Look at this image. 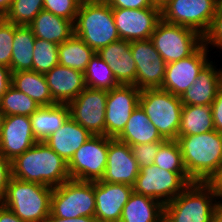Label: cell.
Masks as SVG:
<instances>
[{
  "label": "cell",
  "instance_id": "cell-1",
  "mask_svg": "<svg viewBox=\"0 0 222 222\" xmlns=\"http://www.w3.org/2000/svg\"><path fill=\"white\" fill-rule=\"evenodd\" d=\"M11 170L15 179L53 188L70 180L68 162L44 141L36 142L30 149L12 160Z\"/></svg>",
  "mask_w": 222,
  "mask_h": 222
},
{
  "label": "cell",
  "instance_id": "cell-2",
  "mask_svg": "<svg viewBox=\"0 0 222 222\" xmlns=\"http://www.w3.org/2000/svg\"><path fill=\"white\" fill-rule=\"evenodd\" d=\"M183 162L193 182H208L222 164V134L210 132L177 136Z\"/></svg>",
  "mask_w": 222,
  "mask_h": 222
},
{
  "label": "cell",
  "instance_id": "cell-3",
  "mask_svg": "<svg viewBox=\"0 0 222 222\" xmlns=\"http://www.w3.org/2000/svg\"><path fill=\"white\" fill-rule=\"evenodd\" d=\"M73 27L74 35L96 53L120 39L112 8L105 0H82Z\"/></svg>",
  "mask_w": 222,
  "mask_h": 222
},
{
  "label": "cell",
  "instance_id": "cell-4",
  "mask_svg": "<svg viewBox=\"0 0 222 222\" xmlns=\"http://www.w3.org/2000/svg\"><path fill=\"white\" fill-rule=\"evenodd\" d=\"M53 187L10 178L1 203L24 222H45L51 213Z\"/></svg>",
  "mask_w": 222,
  "mask_h": 222
},
{
  "label": "cell",
  "instance_id": "cell-5",
  "mask_svg": "<svg viewBox=\"0 0 222 222\" xmlns=\"http://www.w3.org/2000/svg\"><path fill=\"white\" fill-rule=\"evenodd\" d=\"M217 201L207 182H192L164 205L163 222H213Z\"/></svg>",
  "mask_w": 222,
  "mask_h": 222
},
{
  "label": "cell",
  "instance_id": "cell-6",
  "mask_svg": "<svg viewBox=\"0 0 222 222\" xmlns=\"http://www.w3.org/2000/svg\"><path fill=\"white\" fill-rule=\"evenodd\" d=\"M139 105L165 140H177L183 107L179 96L160 88L143 89Z\"/></svg>",
  "mask_w": 222,
  "mask_h": 222
},
{
  "label": "cell",
  "instance_id": "cell-7",
  "mask_svg": "<svg viewBox=\"0 0 222 222\" xmlns=\"http://www.w3.org/2000/svg\"><path fill=\"white\" fill-rule=\"evenodd\" d=\"M150 40L166 64L189 57L203 44V36L198 32L163 19Z\"/></svg>",
  "mask_w": 222,
  "mask_h": 222
},
{
  "label": "cell",
  "instance_id": "cell-8",
  "mask_svg": "<svg viewBox=\"0 0 222 222\" xmlns=\"http://www.w3.org/2000/svg\"><path fill=\"white\" fill-rule=\"evenodd\" d=\"M95 208L94 182L70 179L53 188L51 214L55 217H91Z\"/></svg>",
  "mask_w": 222,
  "mask_h": 222
},
{
  "label": "cell",
  "instance_id": "cell-9",
  "mask_svg": "<svg viewBox=\"0 0 222 222\" xmlns=\"http://www.w3.org/2000/svg\"><path fill=\"white\" fill-rule=\"evenodd\" d=\"M192 182L187 172H171L152 164L140 169L133 192L151 197L165 205Z\"/></svg>",
  "mask_w": 222,
  "mask_h": 222
},
{
  "label": "cell",
  "instance_id": "cell-10",
  "mask_svg": "<svg viewBox=\"0 0 222 222\" xmlns=\"http://www.w3.org/2000/svg\"><path fill=\"white\" fill-rule=\"evenodd\" d=\"M218 5V0H167L161 5V16L168 23L191 28L204 36Z\"/></svg>",
  "mask_w": 222,
  "mask_h": 222
},
{
  "label": "cell",
  "instance_id": "cell-11",
  "mask_svg": "<svg viewBox=\"0 0 222 222\" xmlns=\"http://www.w3.org/2000/svg\"><path fill=\"white\" fill-rule=\"evenodd\" d=\"M108 137L91 135L68 162L70 179L95 182L101 180L106 170Z\"/></svg>",
  "mask_w": 222,
  "mask_h": 222
},
{
  "label": "cell",
  "instance_id": "cell-12",
  "mask_svg": "<svg viewBox=\"0 0 222 222\" xmlns=\"http://www.w3.org/2000/svg\"><path fill=\"white\" fill-rule=\"evenodd\" d=\"M107 90L86 87L68 103L70 117L92 135H105Z\"/></svg>",
  "mask_w": 222,
  "mask_h": 222
},
{
  "label": "cell",
  "instance_id": "cell-13",
  "mask_svg": "<svg viewBox=\"0 0 222 222\" xmlns=\"http://www.w3.org/2000/svg\"><path fill=\"white\" fill-rule=\"evenodd\" d=\"M210 50L202 44L192 55L166 64L160 89L181 97L194 83L202 69L211 61Z\"/></svg>",
  "mask_w": 222,
  "mask_h": 222
},
{
  "label": "cell",
  "instance_id": "cell-14",
  "mask_svg": "<svg viewBox=\"0 0 222 222\" xmlns=\"http://www.w3.org/2000/svg\"><path fill=\"white\" fill-rule=\"evenodd\" d=\"M141 90L134 85H119L108 91L105 110V136L117 138L134 109L139 105Z\"/></svg>",
  "mask_w": 222,
  "mask_h": 222
},
{
  "label": "cell",
  "instance_id": "cell-15",
  "mask_svg": "<svg viewBox=\"0 0 222 222\" xmlns=\"http://www.w3.org/2000/svg\"><path fill=\"white\" fill-rule=\"evenodd\" d=\"M120 39L136 41L150 39L162 19L161 7L145 9H112Z\"/></svg>",
  "mask_w": 222,
  "mask_h": 222
},
{
  "label": "cell",
  "instance_id": "cell-16",
  "mask_svg": "<svg viewBox=\"0 0 222 222\" xmlns=\"http://www.w3.org/2000/svg\"><path fill=\"white\" fill-rule=\"evenodd\" d=\"M133 193L128 184L94 182L95 215L98 222H120L122 210Z\"/></svg>",
  "mask_w": 222,
  "mask_h": 222
},
{
  "label": "cell",
  "instance_id": "cell-17",
  "mask_svg": "<svg viewBox=\"0 0 222 222\" xmlns=\"http://www.w3.org/2000/svg\"><path fill=\"white\" fill-rule=\"evenodd\" d=\"M139 172L140 168L133 157L131 147L116 138L108 137L106 170L101 180L133 186Z\"/></svg>",
  "mask_w": 222,
  "mask_h": 222
},
{
  "label": "cell",
  "instance_id": "cell-18",
  "mask_svg": "<svg viewBox=\"0 0 222 222\" xmlns=\"http://www.w3.org/2000/svg\"><path fill=\"white\" fill-rule=\"evenodd\" d=\"M38 142L33 134L30 116H5L0 137V154L14 160Z\"/></svg>",
  "mask_w": 222,
  "mask_h": 222
},
{
  "label": "cell",
  "instance_id": "cell-19",
  "mask_svg": "<svg viewBox=\"0 0 222 222\" xmlns=\"http://www.w3.org/2000/svg\"><path fill=\"white\" fill-rule=\"evenodd\" d=\"M45 77L53 100L59 104H68L86 88L83 72L59 64Z\"/></svg>",
  "mask_w": 222,
  "mask_h": 222
},
{
  "label": "cell",
  "instance_id": "cell-20",
  "mask_svg": "<svg viewBox=\"0 0 222 222\" xmlns=\"http://www.w3.org/2000/svg\"><path fill=\"white\" fill-rule=\"evenodd\" d=\"M97 54L108 64L120 85H134L136 80V65L130 49V41L119 39Z\"/></svg>",
  "mask_w": 222,
  "mask_h": 222
},
{
  "label": "cell",
  "instance_id": "cell-21",
  "mask_svg": "<svg viewBox=\"0 0 222 222\" xmlns=\"http://www.w3.org/2000/svg\"><path fill=\"white\" fill-rule=\"evenodd\" d=\"M210 61L199 73L192 86L180 97L183 105L211 106L222 86V68Z\"/></svg>",
  "mask_w": 222,
  "mask_h": 222
},
{
  "label": "cell",
  "instance_id": "cell-22",
  "mask_svg": "<svg viewBox=\"0 0 222 222\" xmlns=\"http://www.w3.org/2000/svg\"><path fill=\"white\" fill-rule=\"evenodd\" d=\"M92 134L69 117L65 123L44 142L66 162L87 141Z\"/></svg>",
  "mask_w": 222,
  "mask_h": 222
},
{
  "label": "cell",
  "instance_id": "cell-23",
  "mask_svg": "<svg viewBox=\"0 0 222 222\" xmlns=\"http://www.w3.org/2000/svg\"><path fill=\"white\" fill-rule=\"evenodd\" d=\"M117 140L128 144L130 147L135 144L165 142L156 126L149 121L148 116L140 105L131 114L122 133Z\"/></svg>",
  "mask_w": 222,
  "mask_h": 222
},
{
  "label": "cell",
  "instance_id": "cell-24",
  "mask_svg": "<svg viewBox=\"0 0 222 222\" xmlns=\"http://www.w3.org/2000/svg\"><path fill=\"white\" fill-rule=\"evenodd\" d=\"M39 39L61 44L74 34L73 22L42 10L28 25Z\"/></svg>",
  "mask_w": 222,
  "mask_h": 222
},
{
  "label": "cell",
  "instance_id": "cell-25",
  "mask_svg": "<svg viewBox=\"0 0 222 222\" xmlns=\"http://www.w3.org/2000/svg\"><path fill=\"white\" fill-rule=\"evenodd\" d=\"M70 117L68 104L40 106L31 116L33 134L38 142L57 131Z\"/></svg>",
  "mask_w": 222,
  "mask_h": 222
},
{
  "label": "cell",
  "instance_id": "cell-26",
  "mask_svg": "<svg viewBox=\"0 0 222 222\" xmlns=\"http://www.w3.org/2000/svg\"><path fill=\"white\" fill-rule=\"evenodd\" d=\"M163 218L161 202L133 192L123 207L120 222H163Z\"/></svg>",
  "mask_w": 222,
  "mask_h": 222
},
{
  "label": "cell",
  "instance_id": "cell-27",
  "mask_svg": "<svg viewBox=\"0 0 222 222\" xmlns=\"http://www.w3.org/2000/svg\"><path fill=\"white\" fill-rule=\"evenodd\" d=\"M12 86L32 98L39 106L56 104L50 94L45 74L32 70L12 72Z\"/></svg>",
  "mask_w": 222,
  "mask_h": 222
},
{
  "label": "cell",
  "instance_id": "cell-28",
  "mask_svg": "<svg viewBox=\"0 0 222 222\" xmlns=\"http://www.w3.org/2000/svg\"><path fill=\"white\" fill-rule=\"evenodd\" d=\"M36 37L29 26L14 24L11 72L33 71V51Z\"/></svg>",
  "mask_w": 222,
  "mask_h": 222
},
{
  "label": "cell",
  "instance_id": "cell-29",
  "mask_svg": "<svg viewBox=\"0 0 222 222\" xmlns=\"http://www.w3.org/2000/svg\"><path fill=\"white\" fill-rule=\"evenodd\" d=\"M215 130L212 108L207 105H183L178 136L202 134Z\"/></svg>",
  "mask_w": 222,
  "mask_h": 222
},
{
  "label": "cell",
  "instance_id": "cell-30",
  "mask_svg": "<svg viewBox=\"0 0 222 222\" xmlns=\"http://www.w3.org/2000/svg\"><path fill=\"white\" fill-rule=\"evenodd\" d=\"M59 65L85 72L88 63L96 52L74 34L59 44Z\"/></svg>",
  "mask_w": 222,
  "mask_h": 222
},
{
  "label": "cell",
  "instance_id": "cell-31",
  "mask_svg": "<svg viewBox=\"0 0 222 222\" xmlns=\"http://www.w3.org/2000/svg\"><path fill=\"white\" fill-rule=\"evenodd\" d=\"M84 82L88 88L107 91L120 85L108 64L97 53L87 65Z\"/></svg>",
  "mask_w": 222,
  "mask_h": 222
},
{
  "label": "cell",
  "instance_id": "cell-32",
  "mask_svg": "<svg viewBox=\"0 0 222 222\" xmlns=\"http://www.w3.org/2000/svg\"><path fill=\"white\" fill-rule=\"evenodd\" d=\"M40 106L12 85L0 98V111L4 116H31Z\"/></svg>",
  "mask_w": 222,
  "mask_h": 222
},
{
  "label": "cell",
  "instance_id": "cell-33",
  "mask_svg": "<svg viewBox=\"0 0 222 222\" xmlns=\"http://www.w3.org/2000/svg\"><path fill=\"white\" fill-rule=\"evenodd\" d=\"M59 44L36 38L33 51V71L46 74L59 64Z\"/></svg>",
  "mask_w": 222,
  "mask_h": 222
},
{
  "label": "cell",
  "instance_id": "cell-34",
  "mask_svg": "<svg viewBox=\"0 0 222 222\" xmlns=\"http://www.w3.org/2000/svg\"><path fill=\"white\" fill-rule=\"evenodd\" d=\"M152 63L136 65L135 86L139 90L161 88L163 84L166 62L160 57Z\"/></svg>",
  "mask_w": 222,
  "mask_h": 222
},
{
  "label": "cell",
  "instance_id": "cell-35",
  "mask_svg": "<svg viewBox=\"0 0 222 222\" xmlns=\"http://www.w3.org/2000/svg\"><path fill=\"white\" fill-rule=\"evenodd\" d=\"M154 164L171 172H187L177 140H166L160 146Z\"/></svg>",
  "mask_w": 222,
  "mask_h": 222
},
{
  "label": "cell",
  "instance_id": "cell-36",
  "mask_svg": "<svg viewBox=\"0 0 222 222\" xmlns=\"http://www.w3.org/2000/svg\"><path fill=\"white\" fill-rule=\"evenodd\" d=\"M43 10V0H13L6 20L15 25L28 26Z\"/></svg>",
  "mask_w": 222,
  "mask_h": 222
},
{
  "label": "cell",
  "instance_id": "cell-37",
  "mask_svg": "<svg viewBox=\"0 0 222 222\" xmlns=\"http://www.w3.org/2000/svg\"><path fill=\"white\" fill-rule=\"evenodd\" d=\"M82 0H43V9L73 23Z\"/></svg>",
  "mask_w": 222,
  "mask_h": 222
},
{
  "label": "cell",
  "instance_id": "cell-38",
  "mask_svg": "<svg viewBox=\"0 0 222 222\" xmlns=\"http://www.w3.org/2000/svg\"><path fill=\"white\" fill-rule=\"evenodd\" d=\"M130 49L135 65L153 64L161 57L150 39L131 41Z\"/></svg>",
  "mask_w": 222,
  "mask_h": 222
},
{
  "label": "cell",
  "instance_id": "cell-39",
  "mask_svg": "<svg viewBox=\"0 0 222 222\" xmlns=\"http://www.w3.org/2000/svg\"><path fill=\"white\" fill-rule=\"evenodd\" d=\"M14 41V24L5 20L0 26V65L10 68Z\"/></svg>",
  "mask_w": 222,
  "mask_h": 222
},
{
  "label": "cell",
  "instance_id": "cell-40",
  "mask_svg": "<svg viewBox=\"0 0 222 222\" xmlns=\"http://www.w3.org/2000/svg\"><path fill=\"white\" fill-rule=\"evenodd\" d=\"M203 44L212 51L216 48L222 51V5L219 4L213 17L211 26L203 36ZM211 46V47H210Z\"/></svg>",
  "mask_w": 222,
  "mask_h": 222
},
{
  "label": "cell",
  "instance_id": "cell-41",
  "mask_svg": "<svg viewBox=\"0 0 222 222\" xmlns=\"http://www.w3.org/2000/svg\"><path fill=\"white\" fill-rule=\"evenodd\" d=\"M163 143L164 142H153L131 146L133 157L136 159L140 169L154 164V158Z\"/></svg>",
  "mask_w": 222,
  "mask_h": 222
},
{
  "label": "cell",
  "instance_id": "cell-42",
  "mask_svg": "<svg viewBox=\"0 0 222 222\" xmlns=\"http://www.w3.org/2000/svg\"><path fill=\"white\" fill-rule=\"evenodd\" d=\"M112 9H145L161 7L154 0H105Z\"/></svg>",
  "mask_w": 222,
  "mask_h": 222
},
{
  "label": "cell",
  "instance_id": "cell-43",
  "mask_svg": "<svg viewBox=\"0 0 222 222\" xmlns=\"http://www.w3.org/2000/svg\"><path fill=\"white\" fill-rule=\"evenodd\" d=\"M11 177V161L0 154V202L5 197L7 186Z\"/></svg>",
  "mask_w": 222,
  "mask_h": 222
},
{
  "label": "cell",
  "instance_id": "cell-44",
  "mask_svg": "<svg viewBox=\"0 0 222 222\" xmlns=\"http://www.w3.org/2000/svg\"><path fill=\"white\" fill-rule=\"evenodd\" d=\"M211 108L215 130L222 134V86L217 91Z\"/></svg>",
  "mask_w": 222,
  "mask_h": 222
},
{
  "label": "cell",
  "instance_id": "cell-45",
  "mask_svg": "<svg viewBox=\"0 0 222 222\" xmlns=\"http://www.w3.org/2000/svg\"><path fill=\"white\" fill-rule=\"evenodd\" d=\"M12 85V72L10 68L0 65V98Z\"/></svg>",
  "mask_w": 222,
  "mask_h": 222
},
{
  "label": "cell",
  "instance_id": "cell-46",
  "mask_svg": "<svg viewBox=\"0 0 222 222\" xmlns=\"http://www.w3.org/2000/svg\"><path fill=\"white\" fill-rule=\"evenodd\" d=\"M207 183L212 187L217 198L222 199V164Z\"/></svg>",
  "mask_w": 222,
  "mask_h": 222
},
{
  "label": "cell",
  "instance_id": "cell-47",
  "mask_svg": "<svg viewBox=\"0 0 222 222\" xmlns=\"http://www.w3.org/2000/svg\"><path fill=\"white\" fill-rule=\"evenodd\" d=\"M45 222H98L94 216H80L77 218H59L53 216L51 213Z\"/></svg>",
  "mask_w": 222,
  "mask_h": 222
},
{
  "label": "cell",
  "instance_id": "cell-48",
  "mask_svg": "<svg viewBox=\"0 0 222 222\" xmlns=\"http://www.w3.org/2000/svg\"><path fill=\"white\" fill-rule=\"evenodd\" d=\"M0 222H24L0 202Z\"/></svg>",
  "mask_w": 222,
  "mask_h": 222
},
{
  "label": "cell",
  "instance_id": "cell-49",
  "mask_svg": "<svg viewBox=\"0 0 222 222\" xmlns=\"http://www.w3.org/2000/svg\"><path fill=\"white\" fill-rule=\"evenodd\" d=\"M213 222H222V199H218L215 206Z\"/></svg>",
  "mask_w": 222,
  "mask_h": 222
},
{
  "label": "cell",
  "instance_id": "cell-50",
  "mask_svg": "<svg viewBox=\"0 0 222 222\" xmlns=\"http://www.w3.org/2000/svg\"><path fill=\"white\" fill-rule=\"evenodd\" d=\"M13 0H0V11L5 15L9 12Z\"/></svg>",
  "mask_w": 222,
  "mask_h": 222
},
{
  "label": "cell",
  "instance_id": "cell-51",
  "mask_svg": "<svg viewBox=\"0 0 222 222\" xmlns=\"http://www.w3.org/2000/svg\"><path fill=\"white\" fill-rule=\"evenodd\" d=\"M4 118H5V116L0 111V137H1V131H2V127H3Z\"/></svg>",
  "mask_w": 222,
  "mask_h": 222
},
{
  "label": "cell",
  "instance_id": "cell-52",
  "mask_svg": "<svg viewBox=\"0 0 222 222\" xmlns=\"http://www.w3.org/2000/svg\"><path fill=\"white\" fill-rule=\"evenodd\" d=\"M6 20V15L0 11V26Z\"/></svg>",
  "mask_w": 222,
  "mask_h": 222
},
{
  "label": "cell",
  "instance_id": "cell-53",
  "mask_svg": "<svg viewBox=\"0 0 222 222\" xmlns=\"http://www.w3.org/2000/svg\"><path fill=\"white\" fill-rule=\"evenodd\" d=\"M166 1H167V0H154V2H155L157 5H159V6H161L162 4H164Z\"/></svg>",
  "mask_w": 222,
  "mask_h": 222
},
{
  "label": "cell",
  "instance_id": "cell-54",
  "mask_svg": "<svg viewBox=\"0 0 222 222\" xmlns=\"http://www.w3.org/2000/svg\"><path fill=\"white\" fill-rule=\"evenodd\" d=\"M218 4H221V5H222V0H218Z\"/></svg>",
  "mask_w": 222,
  "mask_h": 222
}]
</instances>
